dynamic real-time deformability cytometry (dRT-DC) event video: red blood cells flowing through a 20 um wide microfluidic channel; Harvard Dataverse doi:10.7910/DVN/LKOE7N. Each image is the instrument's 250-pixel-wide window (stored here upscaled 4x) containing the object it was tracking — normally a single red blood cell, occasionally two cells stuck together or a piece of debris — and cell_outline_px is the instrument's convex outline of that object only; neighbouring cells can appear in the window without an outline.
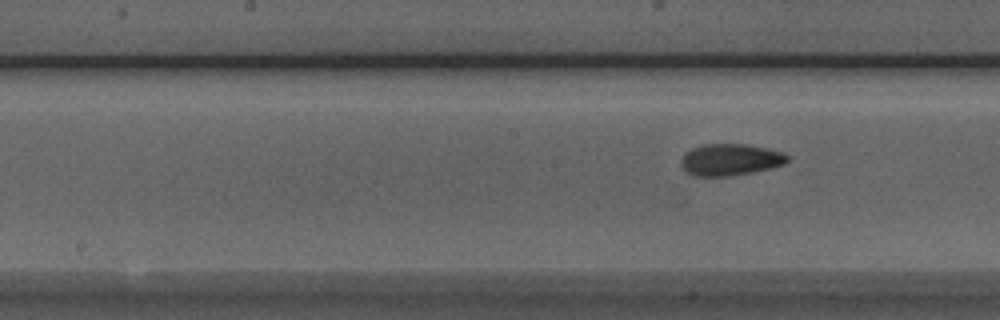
{"species": "Egyptian fruit bat (a non-hibernating species)", "species_latin": "Rousettus aegyptiacus", "temperature_condition": "room temperature", "stored_images_in_passage": 9, "segment_of_instrument_passage": [2, 2], "camera_frame_rate_fps": 3000, "um_per_image_px": 0.085, "animal": {"sex": "male"}, "frame": {"image": 1, "passage_image": 9, "time_ms": 2.667, "image_size_px": [1000, 320], "cell_outline_px": [[788, 160], [784, 164], [772, 168], [752, 172], [728, 176], [692, 176], [680, 164], [680, 160], [692, 148], [704, 144], [744, 144], [768, 148], [784, 152], [788, 156]], "centroid_in_image_um": [62.1, 13.57], "position_along_channel_um": 186.1, "area_um2": 19.59}}